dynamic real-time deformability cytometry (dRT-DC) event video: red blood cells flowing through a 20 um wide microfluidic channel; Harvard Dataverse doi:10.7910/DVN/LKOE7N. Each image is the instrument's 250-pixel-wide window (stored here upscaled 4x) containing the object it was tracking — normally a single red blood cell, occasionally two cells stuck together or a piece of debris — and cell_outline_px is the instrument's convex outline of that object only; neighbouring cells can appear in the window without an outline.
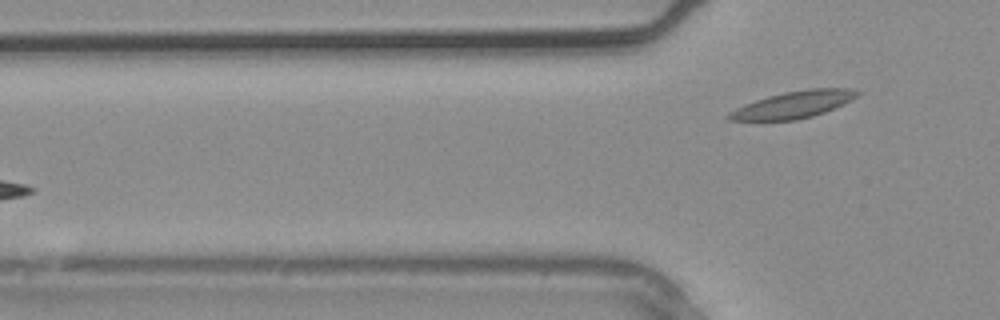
{"species": "common noctule bat (a hibernating species)", "species_latin": "Nyctalus noctula", "temperature_condition": "warm", "stored_images_in_passage": 5, "camera_frame_rate_fps": 3000, "um_per_image_px": 0.085, "animal": {"sex": "male", "body_mass_g": 20.4}, "frame": {"image": 1, "passage_image": 5, "time_ms": 1.333, "image_size_px": [1000, 320], "cell_outline_px": [[860, 92], [856, 96], [824, 112], [812, 116], [796, 120], [728, 120], [724, 116], [728, 112], [744, 104], [768, 96], [784, 92], [808, 88], [848, 88]], "centroid_in_image_um": [67.36, 8.89], "position_along_channel_um": 58.4, "area_um2": 19.83}}